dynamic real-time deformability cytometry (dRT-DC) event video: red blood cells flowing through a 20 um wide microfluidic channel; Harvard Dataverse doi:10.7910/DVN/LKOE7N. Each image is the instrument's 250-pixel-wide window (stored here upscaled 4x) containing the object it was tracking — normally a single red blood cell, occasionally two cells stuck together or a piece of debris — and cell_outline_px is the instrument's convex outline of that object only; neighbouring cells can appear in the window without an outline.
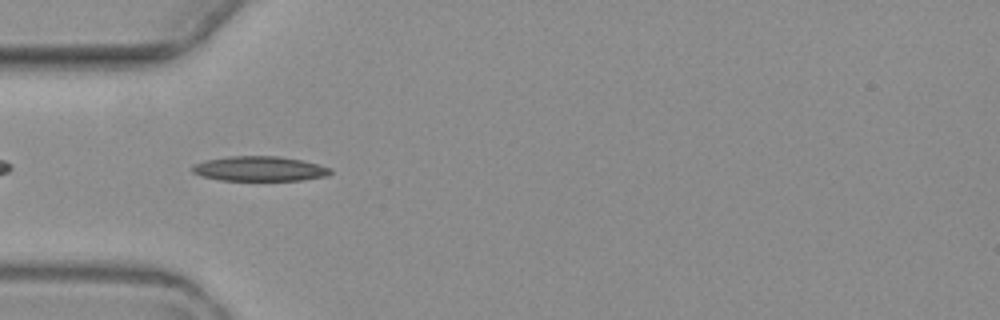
{"species": "common noctule bat (a hibernating species)", "species_latin": "Nyctalus noctula", "temperature_condition": "warm", "stored_images_in_passage": 5, "camera_frame_rate_fps": 3000, "um_per_image_px": 0.085, "animal": {"sex": "female", "body_mass_g": 19.3, "forearm_length_mm": 54.1}, "frame": {"image": 1, "passage_image": 5, "time_ms": 4.667, "image_size_px": [1000, 320], "cell_outline_px": [[332, 172], [328, 176], [300, 180], [220, 180], [200, 176], [192, 172], [192, 164], [204, 160], [228, 156], [280, 156], [300, 160], [332, 168]], "centroid_in_image_um": [22.02, 14.34], "position_along_channel_um": 63.0, "area_um2": 20.06}}